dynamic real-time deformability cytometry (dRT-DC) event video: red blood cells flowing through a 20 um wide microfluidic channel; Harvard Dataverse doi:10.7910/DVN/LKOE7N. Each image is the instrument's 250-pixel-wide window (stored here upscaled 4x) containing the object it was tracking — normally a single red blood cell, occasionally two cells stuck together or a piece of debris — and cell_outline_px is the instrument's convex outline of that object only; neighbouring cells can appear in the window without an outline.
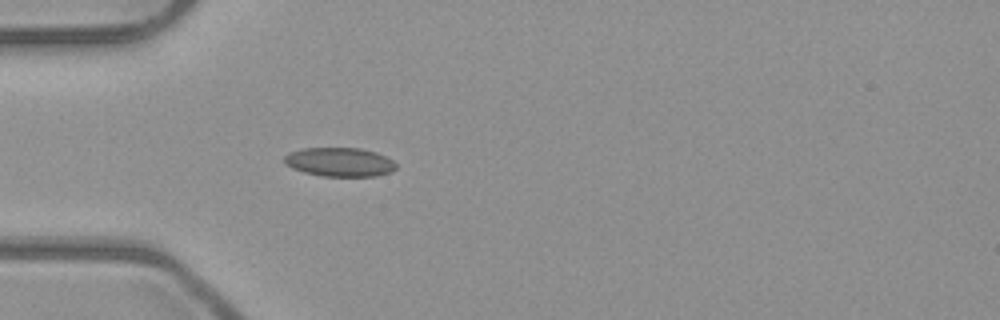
{"species": "common noctule bat (a hibernating species)", "species_latin": "Nyctalus noctula", "temperature_condition": "room temperature", "stored_images_in_passage": 3, "camera_frame_rate_fps": 3000, "um_per_image_px": 0.085, "animal": {"sex": "male", "body_mass_g": 23.1, "forearm_length_mm": 52.7}, "frame": {"image": 1, "passage_image": 3, "time_ms": 0.667, "image_size_px": [1000, 320], "cell_outline_px": [[396, 168], [392, 172], [376, 176], [320, 176], [304, 172], [292, 168], [284, 164], [284, 156], [288, 152], [304, 148], [360, 148], [376, 152], [392, 160], [396, 164]], "centroid_in_image_um": [28.85, 13.77], "position_along_channel_um": 56.2, "area_um2": 18.96}}